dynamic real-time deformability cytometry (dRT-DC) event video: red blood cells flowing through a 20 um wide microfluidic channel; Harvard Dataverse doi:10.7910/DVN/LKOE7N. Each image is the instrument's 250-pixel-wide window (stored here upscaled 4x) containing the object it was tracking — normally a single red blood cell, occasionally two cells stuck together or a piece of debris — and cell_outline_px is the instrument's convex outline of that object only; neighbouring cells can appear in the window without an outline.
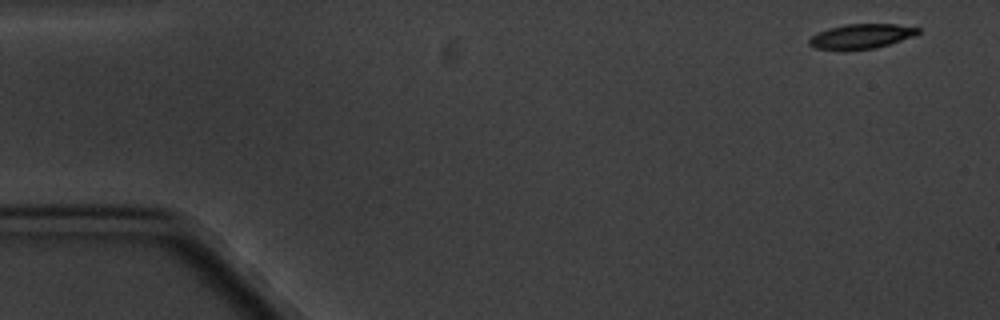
{"species": "common noctule bat (a hibernating species)", "species_latin": "Nyctalus noctula", "temperature_condition": "cold", "stored_images_in_passage": 4, "camera_frame_rate_fps": 3000, "um_per_image_px": 0.085, "animal": {"sex": "male", "body_mass_g": 20.1, "forearm_length_mm": 53.5}, "frame": {"image": 1, "passage_image": 1, "time_ms": 0.0, "image_size_px": [1000, 320], "cell_outline_px": [[920, 32], [912, 36], [888, 44], [872, 48], [816, 48], [808, 44], [808, 40], [812, 36], [828, 28], [844, 24], [896, 24], [920, 28]], "centroid_in_image_um": [73.22, 3.04], "position_along_channel_um": 11.8, "area_um2": 14.97}}
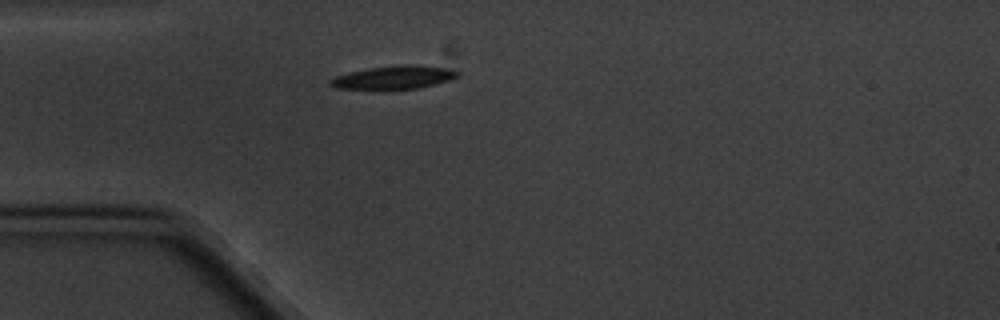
{"frame": {"image": 2, "passage_image": 4, "time_ms": 4.333, "image_size_px": [1000, 320], "cell_outline_px": [[460, 76], [436, 84], [420, 88], [392, 92], [380, 92], [336, 88], [328, 84], [328, 80], [336, 76], [348, 72], [368, 68], [400, 64], [412, 64], [444, 68], [460, 72]], "centroid_in_image_um": [33.39, 6.64], "position_along_channel_um": 51.6, "area_um2": 18.38}}